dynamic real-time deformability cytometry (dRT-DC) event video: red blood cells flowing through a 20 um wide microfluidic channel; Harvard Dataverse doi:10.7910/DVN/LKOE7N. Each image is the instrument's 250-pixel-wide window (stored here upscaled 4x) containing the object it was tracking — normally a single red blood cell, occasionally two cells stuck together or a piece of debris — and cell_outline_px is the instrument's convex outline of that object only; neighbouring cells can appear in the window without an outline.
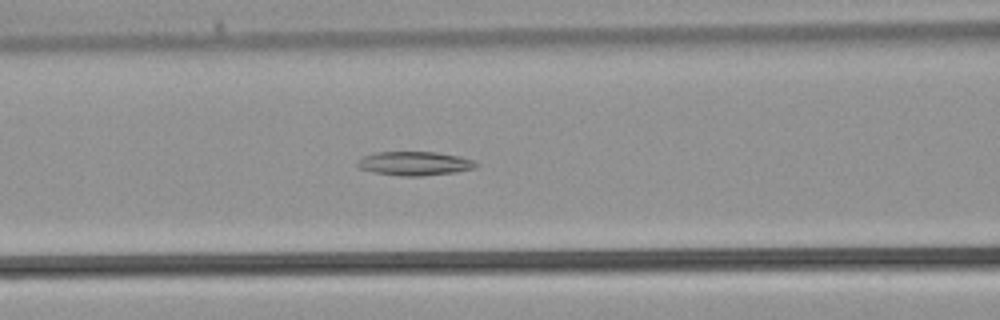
{"species": "common noctule bat (a hibernating species)", "species_latin": "Nyctalus noctula", "temperature_condition": "warm", "stored_images_in_passage": 38, "camera_frame_rate_fps": 3000, "um_per_image_px": 0.085, "animal": {"sex": "male", "body_mass_g": 21.5, "forearm_length_mm": 52.0}, "frame": {"image": 1, "passage_image": 15, "time_ms": 4.667, "image_size_px": [1000, 320], "cell_outline_px": [[480, 164], [476, 168], [456, 172], [420, 176], [400, 176], [372, 172], [360, 168], [356, 164], [364, 156], [376, 152], [436, 152], [460, 156], [472, 160]], "centroid_in_image_um": [35.28, 13.9], "position_along_channel_um": 131.3, "area_um2": 16.53}}
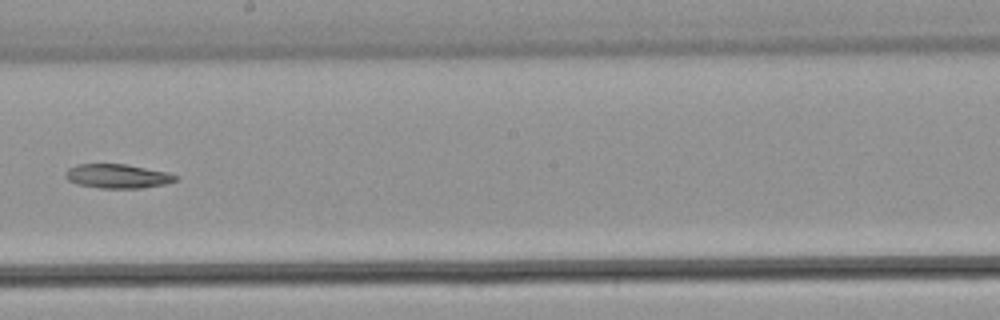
{"frame": {"image": 2, "passage_image": 21, "time_ms": 6.667, "image_size_px": [1000, 320], "cell_outline_px": [[180, 176], [176, 180], [164, 184], [140, 188], [100, 188], [76, 184], [68, 180], [64, 176], [64, 172], [68, 168], [76, 164], [128, 164], [168, 172]], "centroid_in_image_um": [9.97, 14.96], "position_along_channel_um": 238.2, "area_um2": 15.66}}
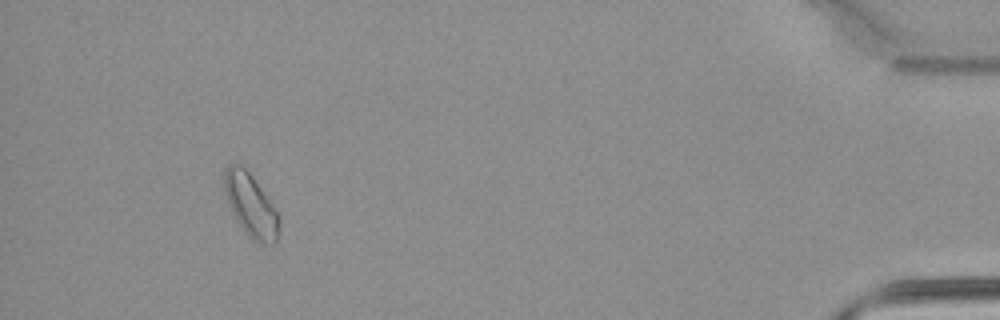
{"frame": {"image": 3, "passage_image": 35, "time_ms": 11.333, "image_size_px": [1000, 320], "cell_outline_px": [[280, 224], [276, 244], [256, 244], [248, 236], [236, 220], [232, 212], [224, 192], [224, 172], [228, 164], [240, 164], [252, 176], [276, 208], [280, 216]], "centroid_in_image_um": [21.34, 17.49], "position_along_channel_um": 413.9, "area_um2": 20.35}}